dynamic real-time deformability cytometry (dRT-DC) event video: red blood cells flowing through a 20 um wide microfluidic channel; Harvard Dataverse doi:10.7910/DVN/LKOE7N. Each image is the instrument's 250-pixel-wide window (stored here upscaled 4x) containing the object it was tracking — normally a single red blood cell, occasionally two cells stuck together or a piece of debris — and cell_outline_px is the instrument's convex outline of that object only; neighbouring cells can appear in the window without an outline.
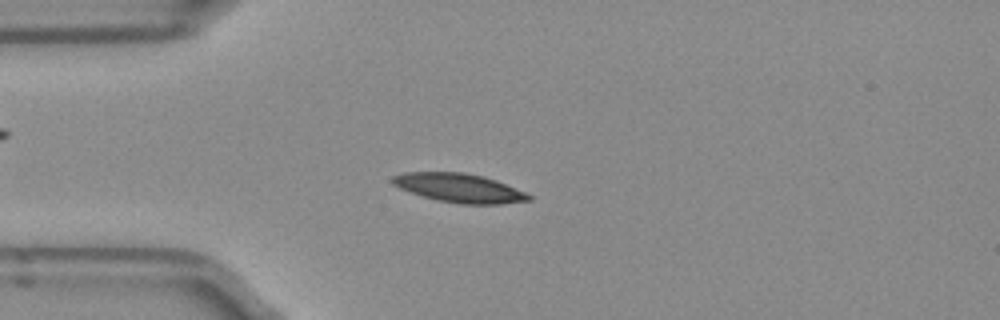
{"species": "Egyptian fruit bat (a non-hibernating species)", "species_latin": "Rousettus aegyptiacus", "temperature_condition": "room temperature", "stored_images_in_passage": 50, "camera_frame_rate_fps": 3000, "um_per_image_px": 0.085, "frame": {"image": 1, "passage_image": 12, "time_ms": 3.667, "image_size_px": [1000, 320], "cell_outline_px": [[532, 200], [500, 204], [460, 204], [440, 200], [424, 196], [400, 188], [392, 184], [392, 176], [404, 172], [464, 172], [484, 176], [496, 180], [524, 192], [532, 196]], "centroid_in_image_um": [39.05, 15.97], "position_along_channel_um": 46.0, "area_um2": 22.72}}
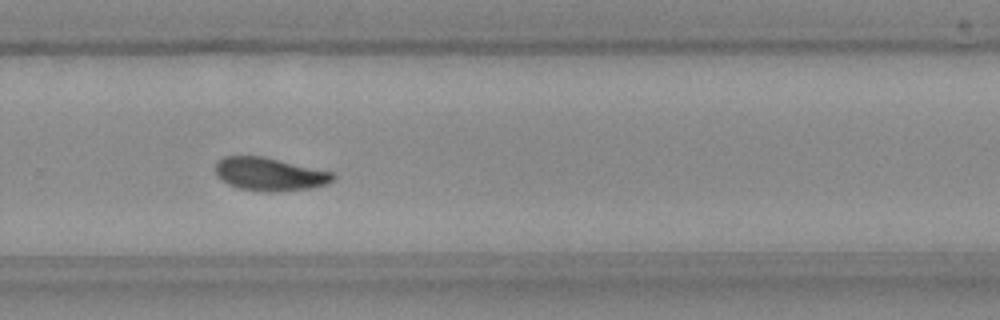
{"frame": {"image": 2, "passage_image": 33, "time_ms": 10.667, "image_size_px": [1000, 320], "cell_outline_px": [[336, 176], [328, 184], [308, 188], [276, 192], [268, 192], [236, 188], [220, 180], [216, 172], [216, 164], [224, 156], [260, 156], [332, 172]], "centroid_in_image_um": [22.89, 14.82], "position_along_channel_um": 306.9, "area_um2": 22.43}}
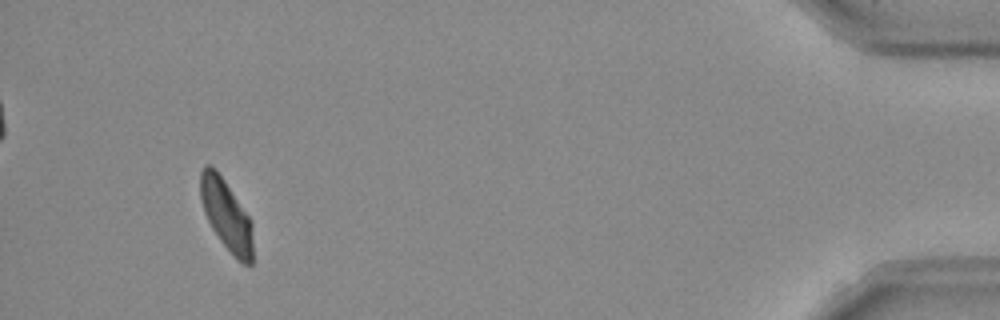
{"frame": {"image": 3, "passage_image": 47, "time_ms": 15.333, "image_size_px": [1000, 320], "cell_outline_px": [[252, 264], [244, 264], [236, 260], [220, 240], [212, 228], [204, 212], [200, 196], [200, 172], [204, 164], [208, 164], [216, 168], [252, 220]], "centroid_in_image_um": [19.23, 18.25], "position_along_channel_um": 416.0, "area_um2": 21.79}, "authors_computed_cell_mechanics": {"area_um2": 22.1952, "velocity_mm_per_s": 3.9194, "shape_relaxation_time_tau1_ms": 3.6955, "shape_relaxation_time_tau2_ms": 8.4108, "deformation_change_tau1": 0.122, "deformation_change_tau2": 0.138}}